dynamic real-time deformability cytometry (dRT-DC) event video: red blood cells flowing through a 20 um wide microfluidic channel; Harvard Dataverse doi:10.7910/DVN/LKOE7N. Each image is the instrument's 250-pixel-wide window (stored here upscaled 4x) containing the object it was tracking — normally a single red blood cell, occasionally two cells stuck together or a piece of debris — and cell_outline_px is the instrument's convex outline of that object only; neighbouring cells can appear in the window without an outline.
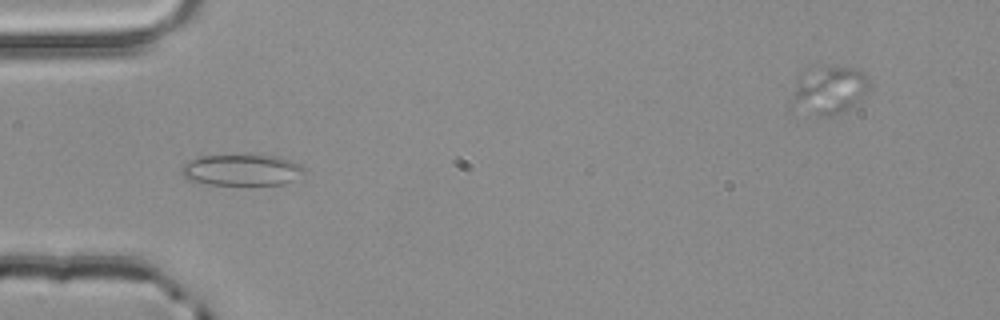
{"species": "common noctule bat (a hibernating species)", "species_latin": "Nyctalus noctula", "temperature_condition": "room temperature", "stored_images_in_passage": 4, "camera_frame_rate_fps": 3000, "um_per_image_px": 0.085, "animal": {"sex": "male", "body_mass_g": 20.4}, "frame": {"image": 1, "passage_image": 4, "time_ms": 1.0, "image_size_px": [1000, 320], "cell_outline_px": [[304, 172], [292, 180], [284, 184], [208, 184], [188, 180], [180, 172], [180, 168], [184, 164], [200, 156], [280, 156], [300, 164], [304, 168]], "centroid_in_image_um": [20.53, 14.45], "position_along_channel_um": 64.5, "area_um2": 21.91}}